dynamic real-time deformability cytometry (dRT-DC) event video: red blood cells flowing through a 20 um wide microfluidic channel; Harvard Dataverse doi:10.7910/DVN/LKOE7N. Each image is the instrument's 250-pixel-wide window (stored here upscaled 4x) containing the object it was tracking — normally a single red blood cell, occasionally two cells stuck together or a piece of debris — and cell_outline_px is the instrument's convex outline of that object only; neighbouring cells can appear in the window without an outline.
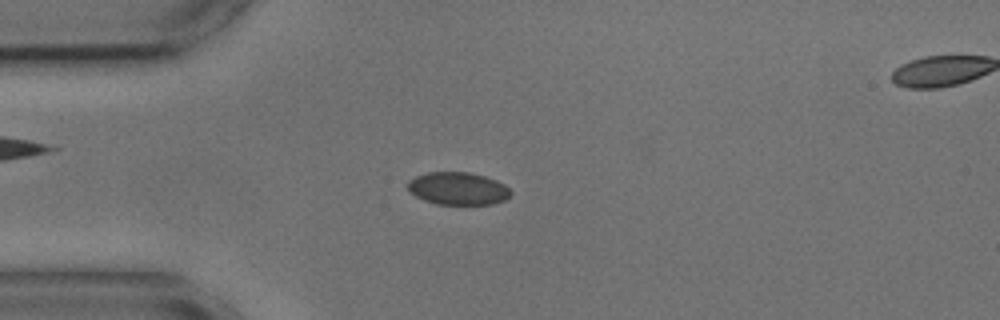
{"species": "common noctule bat (a hibernating species)", "species_latin": "Nyctalus noctula", "temperature_condition": "cold", "stored_images_in_passage": 55, "segment_of_instrument_passage": [1, 2], "camera_frame_rate_fps": 3000, "um_per_image_px": 0.085, "animal": {"sex": "male", "body_mass_g": 17.9, "forearm_length_mm": 54.2}, "frame": {"image": 1, "passage_image": 13, "time_ms": 4.0, "image_size_px": [1000, 320], "cell_outline_px": [[512, 192], [504, 200], [492, 204], [436, 204], [424, 200], [408, 192], [408, 180], [416, 176], [428, 172], [468, 172], [484, 176], [496, 180], [504, 184]], "centroid_in_image_um": [38.9, 16.02], "position_along_channel_um": 46.1, "area_um2": 19.54}}
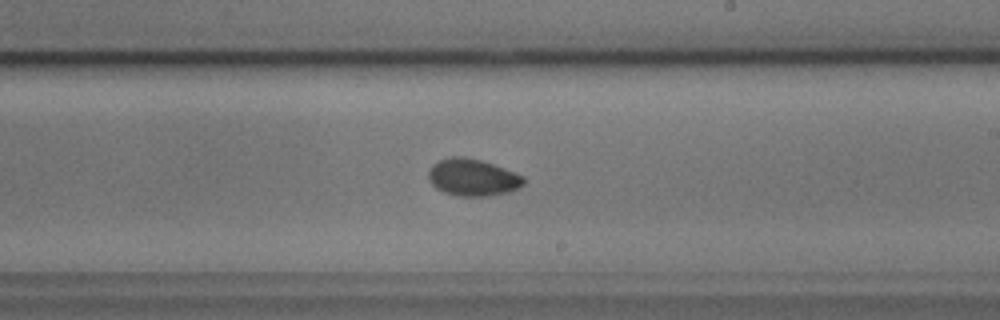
{"frame": {"image": 2, "passage_image": 31, "time_ms": 10.0, "image_size_px": [1000, 320], "cell_outline_px": [[524, 184], [520, 188], [508, 192], [488, 196], [460, 196], [444, 192], [436, 188], [428, 180], [428, 172], [432, 164], [440, 160], [452, 156], [464, 156], [480, 160], [492, 164], [524, 176]], "centroid_in_image_um": [40.16, 15.08], "position_along_channel_um": 248.8, "area_um2": 20.52}}
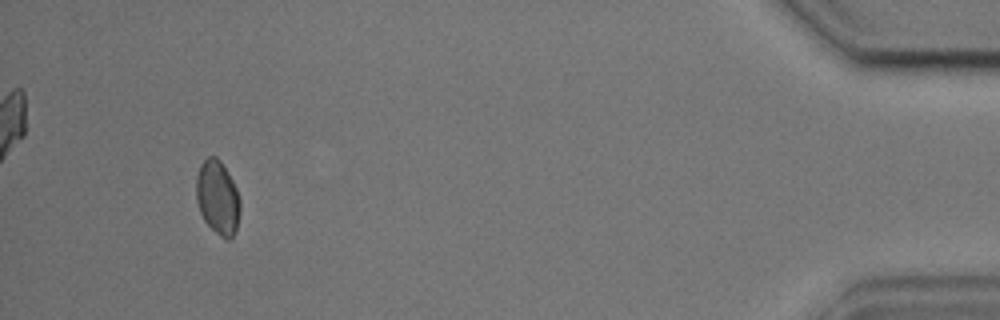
{"frame": {"image": 3, "passage_image": 51, "time_ms": 16.667, "image_size_px": [1000, 320], "cell_outline_px": [[240, 212], [236, 228], [232, 236], [228, 240], [220, 236], [204, 220], [200, 212], [196, 200], [196, 176], [200, 164], [208, 156], [216, 156], [220, 160], [228, 172], [236, 188], [240, 200]], "centroid_in_image_um": [18.49, 16.76], "position_along_channel_um": 416.7, "area_um2": 18.9}}